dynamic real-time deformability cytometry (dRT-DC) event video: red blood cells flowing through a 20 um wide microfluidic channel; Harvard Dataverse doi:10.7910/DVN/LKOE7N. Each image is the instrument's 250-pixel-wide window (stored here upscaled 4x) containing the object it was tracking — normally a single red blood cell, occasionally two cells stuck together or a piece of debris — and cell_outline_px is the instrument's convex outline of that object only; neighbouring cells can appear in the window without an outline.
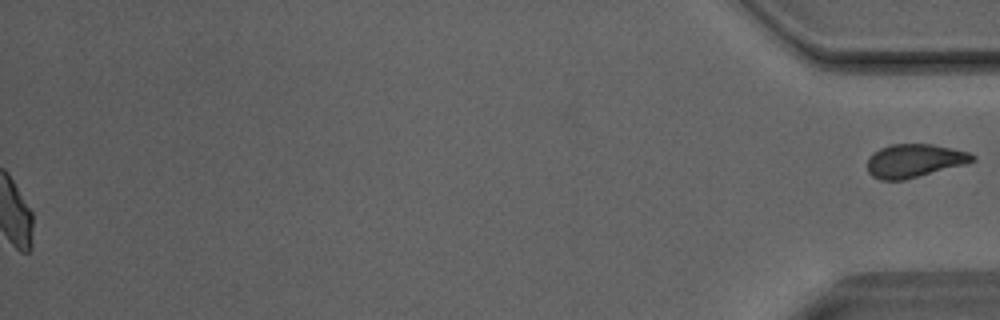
{"species": "Egyptian fruit bat (a non-hibernating species)", "species_latin": "Rousettus aegyptiacus", "temperature_condition": "room temperature", "stored_images_in_passage": 31, "segment_of_instrument_passage": [2, 2], "camera_frame_rate_fps": 3000, "um_per_image_px": 0.085, "animal": {"sex": "male"}, "frame": {"image": 1, "passage_image": 31, "time_ms": 10.0, "image_size_px": [1000, 320], "cell_outline_px": [[976, 160], [964, 164], [904, 180], [880, 180], [872, 176], [868, 172], [868, 160], [880, 148], [892, 144], [932, 144], [952, 148], [968, 152], [976, 156]], "centroid_in_image_um": [77.74, 13.66], "position_along_channel_um": 357.5, "area_um2": 20.17}}